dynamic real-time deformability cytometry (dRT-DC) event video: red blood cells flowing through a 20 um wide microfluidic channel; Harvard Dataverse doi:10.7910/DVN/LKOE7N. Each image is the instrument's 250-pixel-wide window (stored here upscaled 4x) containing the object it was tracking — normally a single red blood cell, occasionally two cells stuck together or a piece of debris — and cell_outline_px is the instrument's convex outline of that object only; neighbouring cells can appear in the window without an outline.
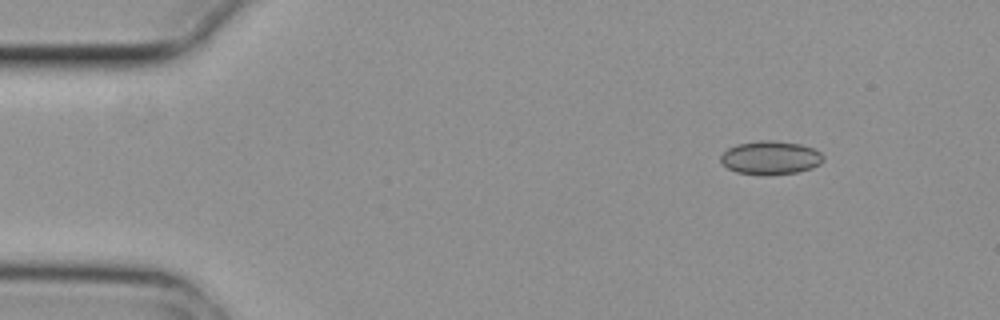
{"species": "common noctule bat (a hibernating species)", "species_latin": "Nyctalus noctula", "temperature_condition": "cold", "stored_images_in_passage": 5, "camera_frame_rate_fps": 3000, "um_per_image_px": 0.085, "animal": {"sex": "female", "body_mass_g": 29.2, "forearm_length_mm": 56.3}, "frame": {"image": 1, "passage_image": 2, "time_ms": 0.333, "image_size_px": [1000, 320], "cell_outline_px": [[824, 160], [820, 164], [812, 168], [796, 172], [768, 176], [764, 176], [736, 172], [728, 168], [720, 160], [720, 156], [728, 148], [736, 144], [760, 140], [772, 140], [800, 144], [812, 148], [820, 152], [824, 156]], "centroid_in_image_um": [65.49, 13.42], "position_along_channel_um": 19.5, "area_um2": 20.23}}